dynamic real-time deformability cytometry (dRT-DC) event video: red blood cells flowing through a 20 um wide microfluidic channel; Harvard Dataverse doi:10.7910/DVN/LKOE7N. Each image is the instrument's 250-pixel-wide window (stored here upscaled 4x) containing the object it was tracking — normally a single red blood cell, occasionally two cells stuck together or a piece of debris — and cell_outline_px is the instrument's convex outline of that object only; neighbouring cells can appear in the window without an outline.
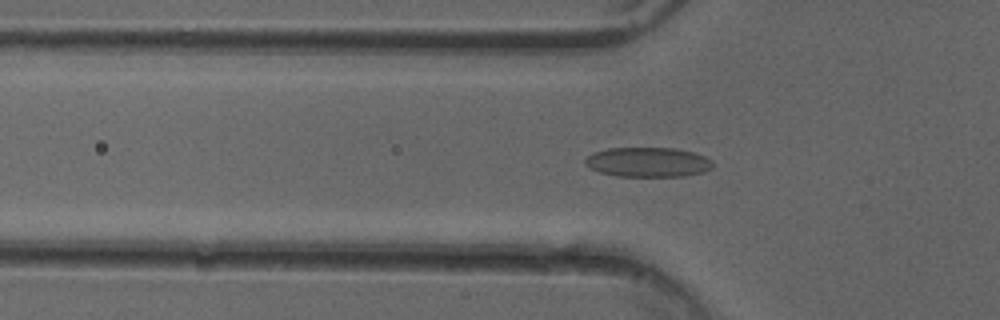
{"species": "common noctule bat (a hibernating species)", "species_latin": "Nyctalus noctula", "temperature_condition": "cold", "stored_images_in_passage": 31, "camera_frame_rate_fps": 3000, "um_per_image_px": 0.085, "animal": {"sex": "female"}, "frame": {"image": 1, "passage_image": 8, "time_ms": 2.333, "image_size_px": [1000, 320], "cell_outline_px": [[712, 168], [704, 172], [684, 176], [616, 176], [600, 172], [584, 164], [584, 160], [592, 152], [608, 148], [676, 148], [696, 152], [712, 160]], "centroid_in_image_um": [55.09, 13.77], "position_along_channel_um": 70.7, "area_um2": 22.2}}
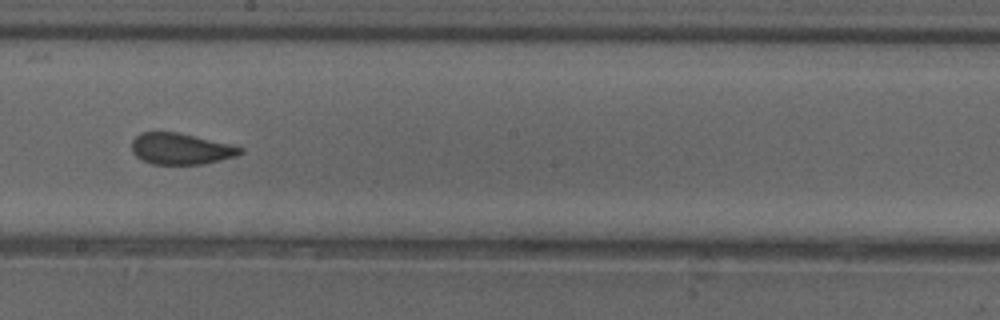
{"frame": {"image": 2, "passage_image": 20, "time_ms": 6.333, "image_size_px": [1000, 320], "cell_outline_px": [[244, 152], [236, 156], [204, 164], [152, 164], [136, 156], [132, 152], [132, 140], [140, 132], [176, 132], [232, 144], [244, 148]], "centroid_in_image_um": [15.39, 12.64], "position_along_channel_um": 232.8, "area_um2": 19.77}}
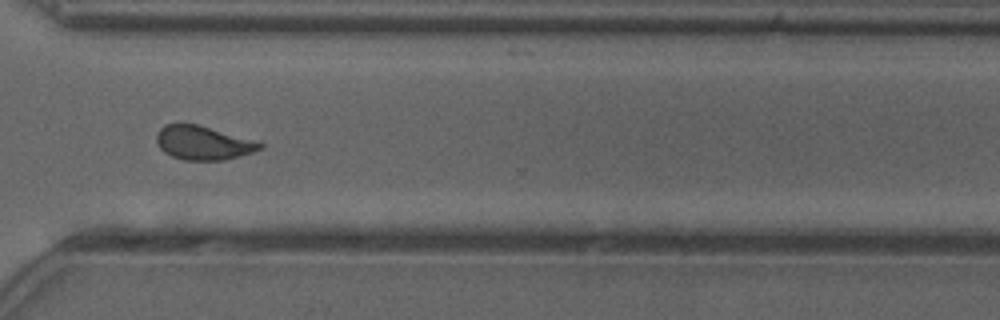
{"frame": {"image": 3, "passage_image": 29, "time_ms": 9.333, "image_size_px": [1000, 320], "cell_outline_px": [[264, 148], [252, 152], [224, 160], [184, 160], [172, 156], [164, 152], [160, 148], [156, 140], [156, 132], [164, 124], [196, 124], [256, 140], [264, 144]], "centroid_in_image_um": [17.27, 12.14], "position_along_channel_um": 353.3, "area_um2": 20.4}, "authors_computed_cell_mechanics": {"area_um2": 20.6346, "velocity_mm_per_s": 4.0235, "shape_relaxation_time_tau1_ms": 6.0598, "shape_relaxation_time_tau2_ms": 1.2443, "deformation_change_tau1": 0.1393, "deformation_change_tau2": 0.0579}}